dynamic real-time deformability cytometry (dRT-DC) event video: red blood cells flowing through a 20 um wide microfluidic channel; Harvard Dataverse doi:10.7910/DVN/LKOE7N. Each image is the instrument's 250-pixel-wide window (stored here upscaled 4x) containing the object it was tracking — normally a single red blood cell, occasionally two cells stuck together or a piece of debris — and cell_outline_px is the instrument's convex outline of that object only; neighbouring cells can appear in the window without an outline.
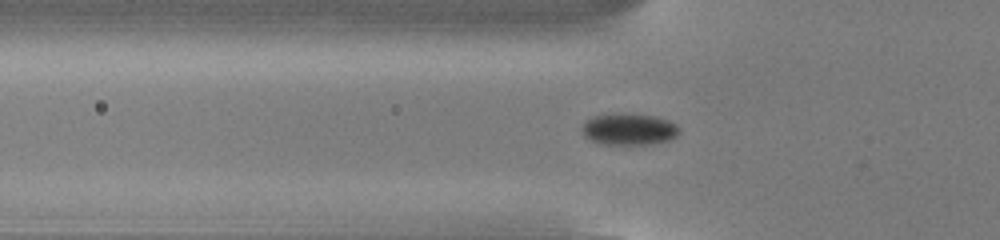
{"species": "common noctule bat (a hibernating species)", "species_latin": "Nyctalus noctula", "temperature_condition": "cold", "stored_images_in_passage": 43, "camera_frame_rate_fps": 3000, "um_per_image_px": 0.085, "animal": {"sex": "male", "body_mass_g": 13.0, "forearm_length_mm": 53.1}, "frame": {"image": 1, "passage_image": 11, "time_ms": 3.333, "image_size_px": [1000, 240], "cell_outline_px": [[680, 132], [676, 136], [668, 140], [648, 144], [600, 144], [584, 136], [580, 128], [592, 116], [656, 116], [668, 120], [676, 124], [680, 128]], "centroid_in_image_um": [53.49, 11.03], "position_along_channel_um": 72.3, "area_um2": 17.17}}
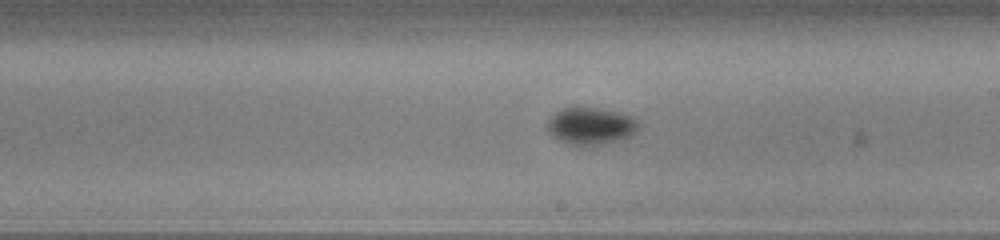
{"frame": {"image": 2, "passage_image": 24, "time_ms": 7.667, "image_size_px": [1000, 240], "cell_outline_px": [[640, 128], [632, 136], [600, 144], [568, 144], [552, 136], [548, 128], [548, 120], [560, 108], [580, 104], [620, 112], [636, 120], [640, 124]], "centroid_in_image_um": [50.21, 10.64], "position_along_channel_um": 238.8, "area_um2": 19.94}}
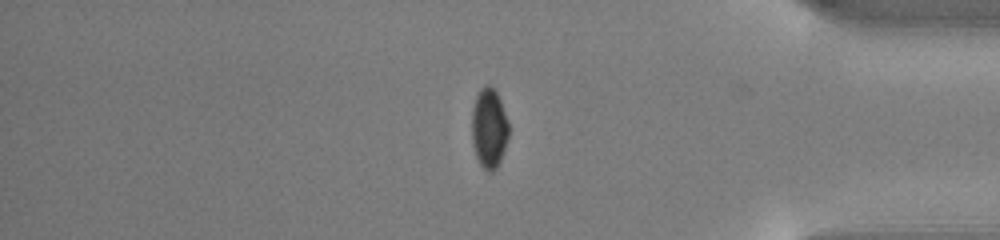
{"frame": {"image": 3, "passage_image": 38, "time_ms": 12.333, "image_size_px": [1000, 240], "cell_outline_px": [[508, 136], [500, 160], [496, 168], [492, 172], [488, 172], [480, 164], [476, 156], [472, 144], [472, 108], [476, 96], [480, 88], [484, 84], [488, 84], [496, 92], [500, 100], [508, 120]], "centroid_in_image_um": [41.55, 10.88], "position_along_channel_um": 393.6, "area_um2": 17.11}}